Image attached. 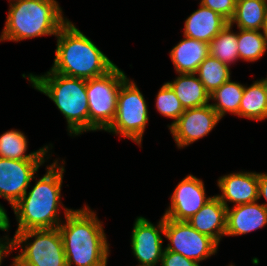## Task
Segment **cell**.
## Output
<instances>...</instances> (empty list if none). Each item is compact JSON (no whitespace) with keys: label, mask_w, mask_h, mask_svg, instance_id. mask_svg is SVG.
Wrapping results in <instances>:
<instances>
[{"label":"cell","mask_w":267,"mask_h":266,"mask_svg":"<svg viewBox=\"0 0 267 266\" xmlns=\"http://www.w3.org/2000/svg\"><path fill=\"white\" fill-rule=\"evenodd\" d=\"M66 222L60 224L67 266H107L109 244L102 223L88 206L64 207ZM73 263V264H72Z\"/></svg>","instance_id":"obj_1"},{"label":"cell","mask_w":267,"mask_h":266,"mask_svg":"<svg viewBox=\"0 0 267 266\" xmlns=\"http://www.w3.org/2000/svg\"><path fill=\"white\" fill-rule=\"evenodd\" d=\"M55 160L46 168V174L36 181L29 192L12 207L18 222L16 232L55 229L62 223L59 218L61 187L65 168Z\"/></svg>","instance_id":"obj_2"},{"label":"cell","mask_w":267,"mask_h":266,"mask_svg":"<svg viewBox=\"0 0 267 266\" xmlns=\"http://www.w3.org/2000/svg\"><path fill=\"white\" fill-rule=\"evenodd\" d=\"M55 59L50 71L68 77L91 79L109 72L115 64L76 26L68 21L56 35Z\"/></svg>","instance_id":"obj_3"},{"label":"cell","mask_w":267,"mask_h":266,"mask_svg":"<svg viewBox=\"0 0 267 266\" xmlns=\"http://www.w3.org/2000/svg\"><path fill=\"white\" fill-rule=\"evenodd\" d=\"M28 79L32 87L48 96L64 115L70 136L89 131L87 80L50 70L44 75L30 73Z\"/></svg>","instance_id":"obj_4"},{"label":"cell","mask_w":267,"mask_h":266,"mask_svg":"<svg viewBox=\"0 0 267 266\" xmlns=\"http://www.w3.org/2000/svg\"><path fill=\"white\" fill-rule=\"evenodd\" d=\"M68 21L56 0H16L10 2L0 41L56 36Z\"/></svg>","instance_id":"obj_5"},{"label":"cell","mask_w":267,"mask_h":266,"mask_svg":"<svg viewBox=\"0 0 267 266\" xmlns=\"http://www.w3.org/2000/svg\"><path fill=\"white\" fill-rule=\"evenodd\" d=\"M30 238L35 239L29 242ZM11 240L13 249L22 246L11 266H67L58 228L16 232Z\"/></svg>","instance_id":"obj_6"},{"label":"cell","mask_w":267,"mask_h":266,"mask_svg":"<svg viewBox=\"0 0 267 266\" xmlns=\"http://www.w3.org/2000/svg\"><path fill=\"white\" fill-rule=\"evenodd\" d=\"M125 72L115 65L106 74L87 80L86 93L89 107V131H106L115 119L117 97Z\"/></svg>","instance_id":"obj_7"},{"label":"cell","mask_w":267,"mask_h":266,"mask_svg":"<svg viewBox=\"0 0 267 266\" xmlns=\"http://www.w3.org/2000/svg\"><path fill=\"white\" fill-rule=\"evenodd\" d=\"M147 107L146 100L135 82L127 78L118 92L115 119L106 131L120 134L140 146L149 120Z\"/></svg>","instance_id":"obj_8"},{"label":"cell","mask_w":267,"mask_h":266,"mask_svg":"<svg viewBox=\"0 0 267 266\" xmlns=\"http://www.w3.org/2000/svg\"><path fill=\"white\" fill-rule=\"evenodd\" d=\"M164 236L169 240L166 250L179 253L195 262L215 255L218 244L209 236L199 233L187 221L165 218Z\"/></svg>","instance_id":"obj_9"},{"label":"cell","mask_w":267,"mask_h":266,"mask_svg":"<svg viewBox=\"0 0 267 266\" xmlns=\"http://www.w3.org/2000/svg\"><path fill=\"white\" fill-rule=\"evenodd\" d=\"M165 217L163 216L157 226L148 219L139 216L135 219L131 232V249L140 262L138 266H156L161 263L164 249L162 248Z\"/></svg>","instance_id":"obj_10"},{"label":"cell","mask_w":267,"mask_h":266,"mask_svg":"<svg viewBox=\"0 0 267 266\" xmlns=\"http://www.w3.org/2000/svg\"><path fill=\"white\" fill-rule=\"evenodd\" d=\"M45 160H13L0 157V196L11 207L25 194Z\"/></svg>","instance_id":"obj_11"},{"label":"cell","mask_w":267,"mask_h":266,"mask_svg":"<svg viewBox=\"0 0 267 266\" xmlns=\"http://www.w3.org/2000/svg\"><path fill=\"white\" fill-rule=\"evenodd\" d=\"M221 118L210 104L185 109L184 113L169 128L178 148H183L205 137Z\"/></svg>","instance_id":"obj_12"},{"label":"cell","mask_w":267,"mask_h":266,"mask_svg":"<svg viewBox=\"0 0 267 266\" xmlns=\"http://www.w3.org/2000/svg\"><path fill=\"white\" fill-rule=\"evenodd\" d=\"M170 198L171 204L163 216L174 221H188L212 196L206 197L203 181L189 174L178 183Z\"/></svg>","instance_id":"obj_13"},{"label":"cell","mask_w":267,"mask_h":266,"mask_svg":"<svg viewBox=\"0 0 267 266\" xmlns=\"http://www.w3.org/2000/svg\"><path fill=\"white\" fill-rule=\"evenodd\" d=\"M259 173L238 172L224 175L218 179V187L221 195H216L222 204L228 208V202L233 206L253 203L259 200L258 193Z\"/></svg>","instance_id":"obj_14"},{"label":"cell","mask_w":267,"mask_h":266,"mask_svg":"<svg viewBox=\"0 0 267 266\" xmlns=\"http://www.w3.org/2000/svg\"><path fill=\"white\" fill-rule=\"evenodd\" d=\"M257 202L227 208L226 236L244 235L267 225V209Z\"/></svg>","instance_id":"obj_15"},{"label":"cell","mask_w":267,"mask_h":266,"mask_svg":"<svg viewBox=\"0 0 267 266\" xmlns=\"http://www.w3.org/2000/svg\"><path fill=\"white\" fill-rule=\"evenodd\" d=\"M226 211L227 208L214 195L187 222L199 233L209 236L219 245L221 238L225 236Z\"/></svg>","instance_id":"obj_16"},{"label":"cell","mask_w":267,"mask_h":266,"mask_svg":"<svg viewBox=\"0 0 267 266\" xmlns=\"http://www.w3.org/2000/svg\"><path fill=\"white\" fill-rule=\"evenodd\" d=\"M228 23L221 15L200 4L199 9L185 20L183 36L209 44Z\"/></svg>","instance_id":"obj_17"},{"label":"cell","mask_w":267,"mask_h":266,"mask_svg":"<svg viewBox=\"0 0 267 266\" xmlns=\"http://www.w3.org/2000/svg\"><path fill=\"white\" fill-rule=\"evenodd\" d=\"M183 38L170 51L171 61L178 74L196 73L199 65L209 55V44L186 36Z\"/></svg>","instance_id":"obj_18"},{"label":"cell","mask_w":267,"mask_h":266,"mask_svg":"<svg viewBox=\"0 0 267 266\" xmlns=\"http://www.w3.org/2000/svg\"><path fill=\"white\" fill-rule=\"evenodd\" d=\"M172 82H166L180 100L184 109H191L210 104V94L196 77L195 73L182 74Z\"/></svg>","instance_id":"obj_19"},{"label":"cell","mask_w":267,"mask_h":266,"mask_svg":"<svg viewBox=\"0 0 267 266\" xmlns=\"http://www.w3.org/2000/svg\"><path fill=\"white\" fill-rule=\"evenodd\" d=\"M27 137L19 130H9L0 135V157L13 160H46L49 146L26 154Z\"/></svg>","instance_id":"obj_20"},{"label":"cell","mask_w":267,"mask_h":266,"mask_svg":"<svg viewBox=\"0 0 267 266\" xmlns=\"http://www.w3.org/2000/svg\"><path fill=\"white\" fill-rule=\"evenodd\" d=\"M267 16V0H236L235 12L229 23L238 29L263 30Z\"/></svg>","instance_id":"obj_21"},{"label":"cell","mask_w":267,"mask_h":266,"mask_svg":"<svg viewBox=\"0 0 267 266\" xmlns=\"http://www.w3.org/2000/svg\"><path fill=\"white\" fill-rule=\"evenodd\" d=\"M243 92L244 85L235 81L233 82L230 78L210 94V100L216 101L210 105L220 118H223L227 112L239 116V107Z\"/></svg>","instance_id":"obj_22"},{"label":"cell","mask_w":267,"mask_h":266,"mask_svg":"<svg viewBox=\"0 0 267 266\" xmlns=\"http://www.w3.org/2000/svg\"><path fill=\"white\" fill-rule=\"evenodd\" d=\"M239 117L256 121L267 118V96L260 81H255L249 87L244 85Z\"/></svg>","instance_id":"obj_23"},{"label":"cell","mask_w":267,"mask_h":266,"mask_svg":"<svg viewBox=\"0 0 267 266\" xmlns=\"http://www.w3.org/2000/svg\"><path fill=\"white\" fill-rule=\"evenodd\" d=\"M195 74L209 94H212L231 77L230 66L211 55H208L199 65Z\"/></svg>","instance_id":"obj_24"},{"label":"cell","mask_w":267,"mask_h":266,"mask_svg":"<svg viewBox=\"0 0 267 266\" xmlns=\"http://www.w3.org/2000/svg\"><path fill=\"white\" fill-rule=\"evenodd\" d=\"M231 29L228 23L209 43V55L228 66L239 59L237 33Z\"/></svg>","instance_id":"obj_25"},{"label":"cell","mask_w":267,"mask_h":266,"mask_svg":"<svg viewBox=\"0 0 267 266\" xmlns=\"http://www.w3.org/2000/svg\"><path fill=\"white\" fill-rule=\"evenodd\" d=\"M239 59L254 62L267 50V39L262 30L239 29L237 33Z\"/></svg>","instance_id":"obj_26"},{"label":"cell","mask_w":267,"mask_h":266,"mask_svg":"<svg viewBox=\"0 0 267 266\" xmlns=\"http://www.w3.org/2000/svg\"><path fill=\"white\" fill-rule=\"evenodd\" d=\"M155 102L156 109L161 115H164V117L167 118L175 119L171 125L168 126L169 128L185 111L180 100L176 96V93L167 83H164L158 91Z\"/></svg>","instance_id":"obj_27"},{"label":"cell","mask_w":267,"mask_h":266,"mask_svg":"<svg viewBox=\"0 0 267 266\" xmlns=\"http://www.w3.org/2000/svg\"><path fill=\"white\" fill-rule=\"evenodd\" d=\"M200 4L210 8L229 22L235 12L236 0H201Z\"/></svg>","instance_id":"obj_28"},{"label":"cell","mask_w":267,"mask_h":266,"mask_svg":"<svg viewBox=\"0 0 267 266\" xmlns=\"http://www.w3.org/2000/svg\"><path fill=\"white\" fill-rule=\"evenodd\" d=\"M161 266H200V264L179 253L168 251L164 248Z\"/></svg>","instance_id":"obj_29"},{"label":"cell","mask_w":267,"mask_h":266,"mask_svg":"<svg viewBox=\"0 0 267 266\" xmlns=\"http://www.w3.org/2000/svg\"><path fill=\"white\" fill-rule=\"evenodd\" d=\"M5 238L0 239V266L4 257H7L8 253H10L13 249L12 240L6 235ZM5 241V242H4Z\"/></svg>","instance_id":"obj_30"},{"label":"cell","mask_w":267,"mask_h":266,"mask_svg":"<svg viewBox=\"0 0 267 266\" xmlns=\"http://www.w3.org/2000/svg\"><path fill=\"white\" fill-rule=\"evenodd\" d=\"M258 188H259V193H258L259 199L261 197H264L265 200L267 201V174L259 173ZM262 205L267 209V203H263Z\"/></svg>","instance_id":"obj_31"},{"label":"cell","mask_w":267,"mask_h":266,"mask_svg":"<svg viewBox=\"0 0 267 266\" xmlns=\"http://www.w3.org/2000/svg\"><path fill=\"white\" fill-rule=\"evenodd\" d=\"M9 228H10L9 218H0V230L8 231Z\"/></svg>","instance_id":"obj_32"},{"label":"cell","mask_w":267,"mask_h":266,"mask_svg":"<svg viewBox=\"0 0 267 266\" xmlns=\"http://www.w3.org/2000/svg\"><path fill=\"white\" fill-rule=\"evenodd\" d=\"M259 81L262 83V85L264 87V90H265V94L267 96V77L265 79L263 78V79H261Z\"/></svg>","instance_id":"obj_33"},{"label":"cell","mask_w":267,"mask_h":266,"mask_svg":"<svg viewBox=\"0 0 267 266\" xmlns=\"http://www.w3.org/2000/svg\"><path fill=\"white\" fill-rule=\"evenodd\" d=\"M262 31H263V34L265 35L266 39H267V16H266L265 24H264Z\"/></svg>","instance_id":"obj_34"},{"label":"cell","mask_w":267,"mask_h":266,"mask_svg":"<svg viewBox=\"0 0 267 266\" xmlns=\"http://www.w3.org/2000/svg\"><path fill=\"white\" fill-rule=\"evenodd\" d=\"M0 211L8 218L4 207L0 204Z\"/></svg>","instance_id":"obj_35"},{"label":"cell","mask_w":267,"mask_h":266,"mask_svg":"<svg viewBox=\"0 0 267 266\" xmlns=\"http://www.w3.org/2000/svg\"><path fill=\"white\" fill-rule=\"evenodd\" d=\"M0 218H7V217L0 211Z\"/></svg>","instance_id":"obj_36"}]
</instances>
